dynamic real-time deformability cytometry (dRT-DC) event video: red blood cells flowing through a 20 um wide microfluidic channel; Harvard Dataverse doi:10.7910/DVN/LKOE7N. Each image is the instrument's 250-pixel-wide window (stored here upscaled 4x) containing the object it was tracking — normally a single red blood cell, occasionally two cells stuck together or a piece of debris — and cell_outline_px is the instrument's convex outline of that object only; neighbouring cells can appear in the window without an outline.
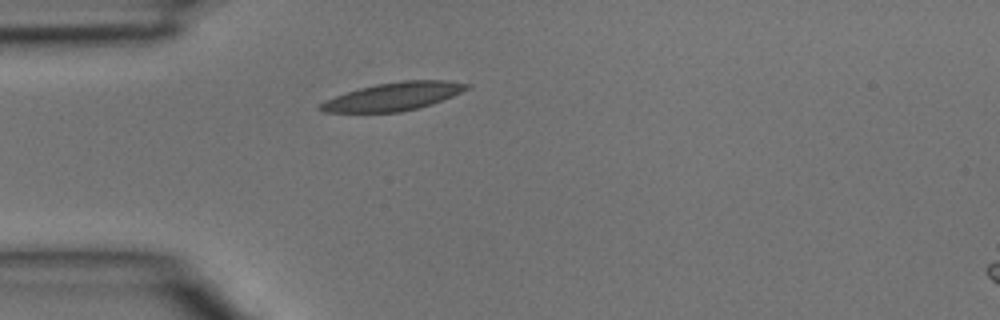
{"species": "common noctule bat (a hibernating species)", "species_latin": "Nyctalus noctula", "temperature_condition": "room temperature", "stored_images_in_passage": 1, "camera_frame_rate_fps": 3000, "um_per_image_px": 0.085, "animal": {"sex": "male", "body_mass_g": 15.6}, "frame": {"image": 1, "passage_image": 1, "time_ms": 0.0, "image_size_px": [1000, 320], "cell_outline_px": [[472, 84], [468, 88], [452, 96], [432, 104], [400, 112], [320, 112], [316, 108], [324, 100], [360, 88], [376, 84], [404, 80], [444, 80]], "centroid_in_image_um": [33.42, 8.2], "position_along_channel_um": 51.6, "area_um2": 23.76}}